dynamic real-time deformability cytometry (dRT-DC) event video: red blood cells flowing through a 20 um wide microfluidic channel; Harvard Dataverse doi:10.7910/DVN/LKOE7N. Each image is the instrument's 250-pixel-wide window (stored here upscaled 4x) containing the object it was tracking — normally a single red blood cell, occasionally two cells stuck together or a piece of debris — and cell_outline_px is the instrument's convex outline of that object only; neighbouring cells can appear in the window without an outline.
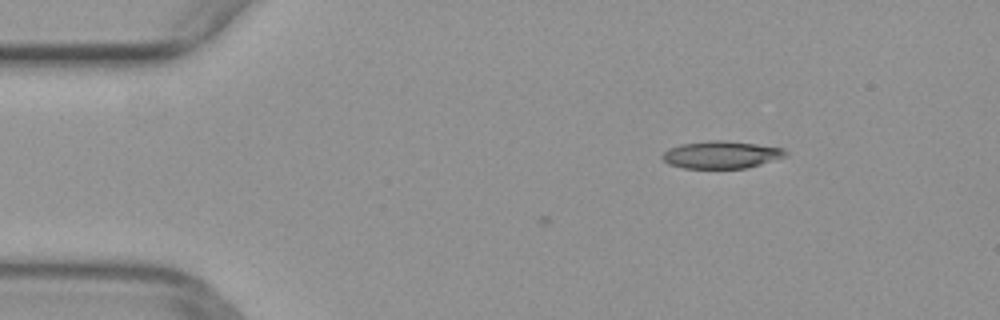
{"species": "common noctule bat (a hibernating species)", "species_latin": "Nyctalus noctula", "temperature_condition": "warm", "stored_images_in_passage": 4, "camera_frame_rate_fps": 3000, "um_per_image_px": 0.085, "animal": {"sex": "female", "body_mass_g": 29.2, "forearm_length_mm": 56.3}, "frame": {"image": 1, "passage_image": 1, "time_ms": 0.0, "image_size_px": [1000, 320], "cell_outline_px": [[788, 156], [760, 164], [744, 168], [684, 168], [668, 164], [660, 156], [668, 148], [680, 144], [708, 140], [728, 140], [784, 148], [788, 152]], "centroid_in_image_um": [61.31, 13.14], "position_along_channel_um": 23.7, "area_um2": 19.83}}